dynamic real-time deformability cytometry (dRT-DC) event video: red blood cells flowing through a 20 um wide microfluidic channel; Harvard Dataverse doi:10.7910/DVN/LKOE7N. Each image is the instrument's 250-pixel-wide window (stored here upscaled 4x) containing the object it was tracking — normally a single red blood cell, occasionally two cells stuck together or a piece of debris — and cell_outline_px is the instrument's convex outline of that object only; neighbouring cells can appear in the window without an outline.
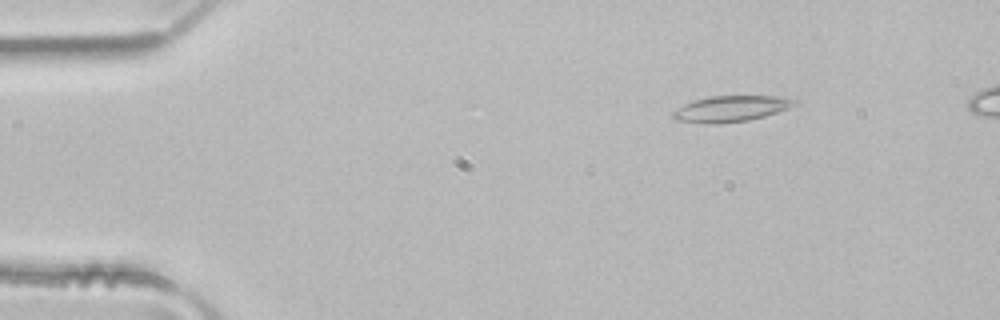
{"species": "common noctule bat (a hibernating species)", "species_latin": "Nyctalus noctula", "temperature_condition": "room temperature", "stored_images_in_passage": 5, "camera_frame_rate_fps": 3000, "um_per_image_px": 0.085, "animal": {"sex": "male", "body_mass_g": 21.5, "forearm_length_mm": 52.0}, "frame": {"image": 1, "passage_image": 2, "time_ms": 0.333, "image_size_px": [1000, 320], "cell_outline_px": [[800, 100], [796, 104], [788, 108], [764, 116], [748, 120], [716, 124], [704, 124], [676, 120], [672, 116], [672, 112], [684, 104], [692, 100], [712, 96], [780, 96]], "centroid_in_image_um": [62.12, 9.24], "position_along_channel_um": 22.9, "area_um2": 18.44}}